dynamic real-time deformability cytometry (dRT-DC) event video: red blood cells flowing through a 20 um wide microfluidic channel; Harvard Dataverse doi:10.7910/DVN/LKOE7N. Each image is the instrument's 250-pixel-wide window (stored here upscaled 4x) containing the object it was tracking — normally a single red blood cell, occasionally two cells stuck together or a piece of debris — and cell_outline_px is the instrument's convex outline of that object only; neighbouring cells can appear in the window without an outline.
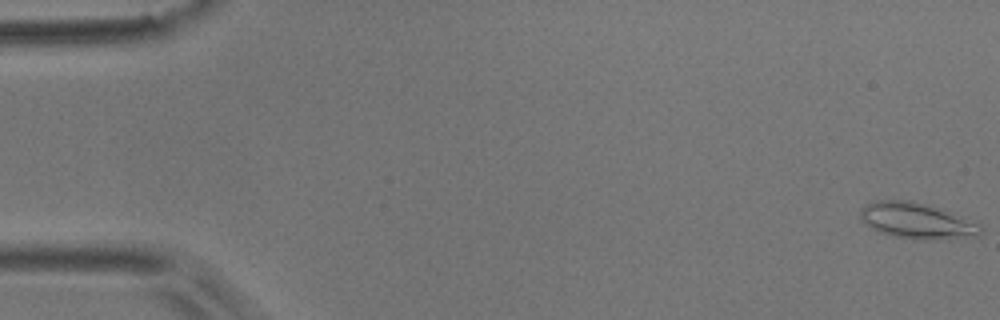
{"species": "common noctule bat (a hibernating species)", "species_latin": "Nyctalus noctula", "temperature_condition": "room temperature", "stored_images_in_passage": 18, "camera_frame_rate_fps": 3000, "um_per_image_px": 0.085, "animal": {"sex": "male", "body_mass_g": 17.9}, "frame": {"image": 1, "passage_image": 1, "time_ms": 0.0, "image_size_px": [1000, 320], "cell_outline_px": [[980, 232], [976, 236], [928, 240], [892, 236], [880, 232], [872, 228], [860, 220], [860, 208], [872, 200], [908, 200], [936, 208], [980, 224]], "centroid_in_image_um": [77.83, 18.76], "position_along_channel_um": 7.2, "area_um2": 24.57}}